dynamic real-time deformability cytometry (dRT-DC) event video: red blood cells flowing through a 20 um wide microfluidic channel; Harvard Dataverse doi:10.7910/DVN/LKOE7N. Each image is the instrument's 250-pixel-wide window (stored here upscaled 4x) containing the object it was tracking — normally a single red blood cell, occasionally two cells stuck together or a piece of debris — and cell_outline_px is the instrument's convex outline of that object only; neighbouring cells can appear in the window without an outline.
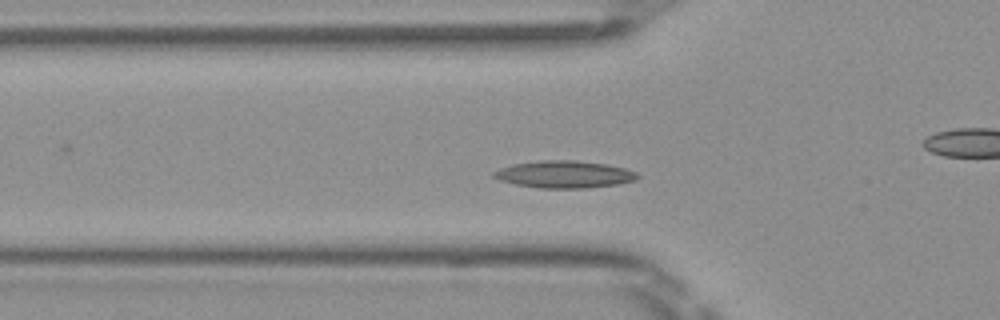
{"species": "Egyptian fruit bat (a non-hibernating species)", "species_latin": "Rousettus aegyptiacus", "temperature_condition": "room temperature", "stored_images_in_passage": 46, "camera_frame_rate_fps": 3000, "um_per_image_px": 0.085, "frame": {"image": 1, "passage_image": 12, "time_ms": 3.667, "image_size_px": [1000, 320], "cell_outline_px": [[640, 176], [636, 180], [616, 184], [584, 188], [540, 188], [516, 184], [500, 180], [492, 176], [492, 172], [500, 168], [512, 164], [540, 160], [576, 160], [608, 164], [624, 168], [636, 172]], "centroid_in_image_um": [47.96, 14.81], "position_along_channel_um": 77.8, "area_um2": 22.77}}
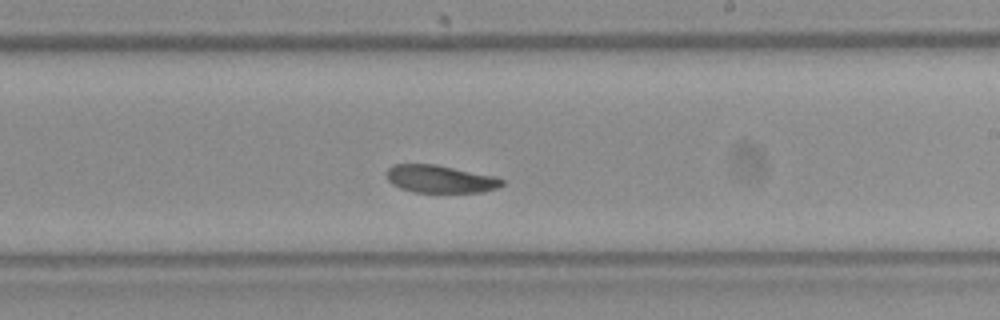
{"frame": {"image": 2, "passage_image": 25, "time_ms": 8.0, "image_size_px": [1000, 320], "cell_outline_px": [[504, 184], [496, 188], [484, 192], [416, 192], [400, 188], [392, 184], [388, 180], [384, 172], [392, 164], [436, 164], [492, 176], [504, 180]], "centroid_in_image_um": [37.36, 15.21], "position_along_channel_um": 251.6, "area_um2": 18.55}}
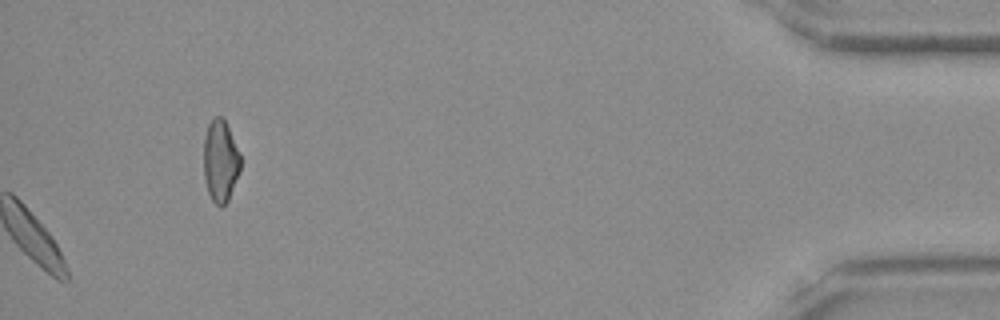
{"frame": {"image": 3, "passage_image": 46, "time_ms": 15.0, "image_size_px": [1000, 320], "cell_outline_px": [[240, 172], [228, 200], [220, 208], [212, 200], [208, 192], [204, 180], [204, 136], [208, 124], [216, 116], [220, 116], [224, 120], [240, 152]], "centroid_in_image_um": [18.73, 13.71], "position_along_channel_um": 416.5, "area_um2": 17.57}, "authors_computed_cell_mechanics": {"area_um2": 20.0566, "velocity_mm_per_s": 4.0033, "shape_relaxation_time_tau1_ms": 3.329, "shape_relaxation_time_tau2_ms": null, "deformation_change_tau1": 0.0741, "deformation_change_tau2": null}}